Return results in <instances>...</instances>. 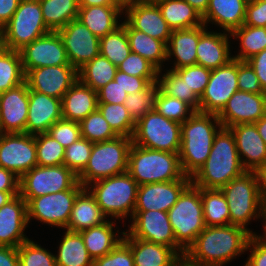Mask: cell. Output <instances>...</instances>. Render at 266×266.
<instances>
[{"mask_svg":"<svg viewBox=\"0 0 266 266\" xmlns=\"http://www.w3.org/2000/svg\"><path fill=\"white\" fill-rule=\"evenodd\" d=\"M190 183L191 179H180L139 185L134 211L157 210L168 212Z\"/></svg>","mask_w":266,"mask_h":266,"instance_id":"cell-21","label":"cell"},{"mask_svg":"<svg viewBox=\"0 0 266 266\" xmlns=\"http://www.w3.org/2000/svg\"><path fill=\"white\" fill-rule=\"evenodd\" d=\"M78 182V176L63 164L37 165L20 177L19 195L22 198H35L72 189Z\"/></svg>","mask_w":266,"mask_h":266,"instance_id":"cell-11","label":"cell"},{"mask_svg":"<svg viewBox=\"0 0 266 266\" xmlns=\"http://www.w3.org/2000/svg\"><path fill=\"white\" fill-rule=\"evenodd\" d=\"M238 60L211 70L209 82L200 97V112L218 114L232 95L239 91Z\"/></svg>","mask_w":266,"mask_h":266,"instance_id":"cell-15","label":"cell"},{"mask_svg":"<svg viewBox=\"0 0 266 266\" xmlns=\"http://www.w3.org/2000/svg\"><path fill=\"white\" fill-rule=\"evenodd\" d=\"M172 30L190 29L203 25L200 13L185 0H153Z\"/></svg>","mask_w":266,"mask_h":266,"instance_id":"cell-34","label":"cell"},{"mask_svg":"<svg viewBox=\"0 0 266 266\" xmlns=\"http://www.w3.org/2000/svg\"><path fill=\"white\" fill-rule=\"evenodd\" d=\"M207 26L200 25L190 29L172 30L167 44V60L175 57L174 69L195 65L197 62V45L200 36L208 29Z\"/></svg>","mask_w":266,"mask_h":266,"instance_id":"cell-26","label":"cell"},{"mask_svg":"<svg viewBox=\"0 0 266 266\" xmlns=\"http://www.w3.org/2000/svg\"><path fill=\"white\" fill-rule=\"evenodd\" d=\"M55 255L57 266H93L80 232L66 230Z\"/></svg>","mask_w":266,"mask_h":266,"instance_id":"cell-36","label":"cell"},{"mask_svg":"<svg viewBox=\"0 0 266 266\" xmlns=\"http://www.w3.org/2000/svg\"><path fill=\"white\" fill-rule=\"evenodd\" d=\"M29 88L26 82L0 94V133H26Z\"/></svg>","mask_w":266,"mask_h":266,"instance_id":"cell-22","label":"cell"},{"mask_svg":"<svg viewBox=\"0 0 266 266\" xmlns=\"http://www.w3.org/2000/svg\"><path fill=\"white\" fill-rule=\"evenodd\" d=\"M93 148V142L80 137L65 149L63 165L72 170L77 176L88 163Z\"/></svg>","mask_w":266,"mask_h":266,"instance_id":"cell-50","label":"cell"},{"mask_svg":"<svg viewBox=\"0 0 266 266\" xmlns=\"http://www.w3.org/2000/svg\"><path fill=\"white\" fill-rule=\"evenodd\" d=\"M36 156L38 166L62 165L65 148L47 133L35 135Z\"/></svg>","mask_w":266,"mask_h":266,"instance_id":"cell-47","label":"cell"},{"mask_svg":"<svg viewBox=\"0 0 266 266\" xmlns=\"http://www.w3.org/2000/svg\"><path fill=\"white\" fill-rule=\"evenodd\" d=\"M47 134L66 149L81 137L80 124L62 118L48 129Z\"/></svg>","mask_w":266,"mask_h":266,"instance_id":"cell-52","label":"cell"},{"mask_svg":"<svg viewBox=\"0 0 266 266\" xmlns=\"http://www.w3.org/2000/svg\"><path fill=\"white\" fill-rule=\"evenodd\" d=\"M27 225V203L18 194L0 208V246L17 248L27 241Z\"/></svg>","mask_w":266,"mask_h":266,"instance_id":"cell-23","label":"cell"},{"mask_svg":"<svg viewBox=\"0 0 266 266\" xmlns=\"http://www.w3.org/2000/svg\"><path fill=\"white\" fill-rule=\"evenodd\" d=\"M77 80L78 71L71 64L39 67L25 74L30 90L58 99H62Z\"/></svg>","mask_w":266,"mask_h":266,"instance_id":"cell-18","label":"cell"},{"mask_svg":"<svg viewBox=\"0 0 266 266\" xmlns=\"http://www.w3.org/2000/svg\"><path fill=\"white\" fill-rule=\"evenodd\" d=\"M260 181V190L264 201L266 200V163L257 171Z\"/></svg>","mask_w":266,"mask_h":266,"instance_id":"cell-67","label":"cell"},{"mask_svg":"<svg viewBox=\"0 0 266 266\" xmlns=\"http://www.w3.org/2000/svg\"><path fill=\"white\" fill-rule=\"evenodd\" d=\"M189 3L195 10H197L201 16H203L209 4V0H185Z\"/></svg>","mask_w":266,"mask_h":266,"instance_id":"cell-66","label":"cell"},{"mask_svg":"<svg viewBox=\"0 0 266 266\" xmlns=\"http://www.w3.org/2000/svg\"><path fill=\"white\" fill-rule=\"evenodd\" d=\"M227 32L205 31L197 45V65L214 70L226 65L232 56L230 53L229 35Z\"/></svg>","mask_w":266,"mask_h":266,"instance_id":"cell-27","label":"cell"},{"mask_svg":"<svg viewBox=\"0 0 266 266\" xmlns=\"http://www.w3.org/2000/svg\"><path fill=\"white\" fill-rule=\"evenodd\" d=\"M3 47V42H2V29L0 28V49Z\"/></svg>","mask_w":266,"mask_h":266,"instance_id":"cell-72","label":"cell"},{"mask_svg":"<svg viewBox=\"0 0 266 266\" xmlns=\"http://www.w3.org/2000/svg\"><path fill=\"white\" fill-rule=\"evenodd\" d=\"M168 216L176 242L187 251L206 227L200 188L191 182L168 211Z\"/></svg>","mask_w":266,"mask_h":266,"instance_id":"cell-8","label":"cell"},{"mask_svg":"<svg viewBox=\"0 0 266 266\" xmlns=\"http://www.w3.org/2000/svg\"><path fill=\"white\" fill-rule=\"evenodd\" d=\"M19 266H57L55 255L28 239L17 247Z\"/></svg>","mask_w":266,"mask_h":266,"instance_id":"cell-48","label":"cell"},{"mask_svg":"<svg viewBox=\"0 0 266 266\" xmlns=\"http://www.w3.org/2000/svg\"><path fill=\"white\" fill-rule=\"evenodd\" d=\"M205 226L230 224V214L225 195L221 189L200 188Z\"/></svg>","mask_w":266,"mask_h":266,"instance_id":"cell-38","label":"cell"},{"mask_svg":"<svg viewBox=\"0 0 266 266\" xmlns=\"http://www.w3.org/2000/svg\"><path fill=\"white\" fill-rule=\"evenodd\" d=\"M229 129L234 135L244 169L257 172L266 163V144L255 123L234 125Z\"/></svg>","mask_w":266,"mask_h":266,"instance_id":"cell-24","label":"cell"},{"mask_svg":"<svg viewBox=\"0 0 266 266\" xmlns=\"http://www.w3.org/2000/svg\"><path fill=\"white\" fill-rule=\"evenodd\" d=\"M43 19L50 31L64 28L70 21L77 19L78 0H39Z\"/></svg>","mask_w":266,"mask_h":266,"instance_id":"cell-37","label":"cell"},{"mask_svg":"<svg viewBox=\"0 0 266 266\" xmlns=\"http://www.w3.org/2000/svg\"><path fill=\"white\" fill-rule=\"evenodd\" d=\"M126 29L131 52L148 60L158 71H162L163 62L167 60V44L134 29L126 20L121 22Z\"/></svg>","mask_w":266,"mask_h":266,"instance_id":"cell-33","label":"cell"},{"mask_svg":"<svg viewBox=\"0 0 266 266\" xmlns=\"http://www.w3.org/2000/svg\"><path fill=\"white\" fill-rule=\"evenodd\" d=\"M93 266H134V258L129 245L122 240L107 255L95 259Z\"/></svg>","mask_w":266,"mask_h":266,"instance_id":"cell-54","label":"cell"},{"mask_svg":"<svg viewBox=\"0 0 266 266\" xmlns=\"http://www.w3.org/2000/svg\"><path fill=\"white\" fill-rule=\"evenodd\" d=\"M137 182L128 172L93 182L87 186L105 217L133 216L137 201Z\"/></svg>","mask_w":266,"mask_h":266,"instance_id":"cell-6","label":"cell"},{"mask_svg":"<svg viewBox=\"0 0 266 266\" xmlns=\"http://www.w3.org/2000/svg\"><path fill=\"white\" fill-rule=\"evenodd\" d=\"M62 118L80 123L98 109L97 92L79 79L61 99Z\"/></svg>","mask_w":266,"mask_h":266,"instance_id":"cell-28","label":"cell"},{"mask_svg":"<svg viewBox=\"0 0 266 266\" xmlns=\"http://www.w3.org/2000/svg\"><path fill=\"white\" fill-rule=\"evenodd\" d=\"M174 71L182 78L186 86L200 98L209 82L211 70L195 64L174 69Z\"/></svg>","mask_w":266,"mask_h":266,"instance_id":"cell-51","label":"cell"},{"mask_svg":"<svg viewBox=\"0 0 266 266\" xmlns=\"http://www.w3.org/2000/svg\"><path fill=\"white\" fill-rule=\"evenodd\" d=\"M245 171L232 131L222 127L215 135L209 157L191 182L199 188L221 189Z\"/></svg>","mask_w":266,"mask_h":266,"instance_id":"cell-3","label":"cell"},{"mask_svg":"<svg viewBox=\"0 0 266 266\" xmlns=\"http://www.w3.org/2000/svg\"><path fill=\"white\" fill-rule=\"evenodd\" d=\"M237 84L239 91L255 94L264 93L254 69L247 61L238 60Z\"/></svg>","mask_w":266,"mask_h":266,"instance_id":"cell-55","label":"cell"},{"mask_svg":"<svg viewBox=\"0 0 266 266\" xmlns=\"http://www.w3.org/2000/svg\"><path fill=\"white\" fill-rule=\"evenodd\" d=\"M222 127L217 114L200 111H195L181 124L179 158L186 176L192 178L204 165L211 152L215 135Z\"/></svg>","mask_w":266,"mask_h":266,"instance_id":"cell-2","label":"cell"},{"mask_svg":"<svg viewBox=\"0 0 266 266\" xmlns=\"http://www.w3.org/2000/svg\"><path fill=\"white\" fill-rule=\"evenodd\" d=\"M248 250L251 253L244 266H266V242L259 235L249 238L246 251Z\"/></svg>","mask_w":266,"mask_h":266,"instance_id":"cell-58","label":"cell"},{"mask_svg":"<svg viewBox=\"0 0 266 266\" xmlns=\"http://www.w3.org/2000/svg\"><path fill=\"white\" fill-rule=\"evenodd\" d=\"M79 6H122L116 0H78Z\"/></svg>","mask_w":266,"mask_h":266,"instance_id":"cell-64","label":"cell"},{"mask_svg":"<svg viewBox=\"0 0 266 266\" xmlns=\"http://www.w3.org/2000/svg\"><path fill=\"white\" fill-rule=\"evenodd\" d=\"M125 20L136 30L168 44L172 29L153 0H136L124 6Z\"/></svg>","mask_w":266,"mask_h":266,"instance_id":"cell-20","label":"cell"},{"mask_svg":"<svg viewBox=\"0 0 266 266\" xmlns=\"http://www.w3.org/2000/svg\"><path fill=\"white\" fill-rule=\"evenodd\" d=\"M21 0H0V28L6 25L17 10Z\"/></svg>","mask_w":266,"mask_h":266,"instance_id":"cell-62","label":"cell"},{"mask_svg":"<svg viewBox=\"0 0 266 266\" xmlns=\"http://www.w3.org/2000/svg\"><path fill=\"white\" fill-rule=\"evenodd\" d=\"M243 25L266 27V0H248Z\"/></svg>","mask_w":266,"mask_h":266,"instance_id":"cell-57","label":"cell"},{"mask_svg":"<svg viewBox=\"0 0 266 266\" xmlns=\"http://www.w3.org/2000/svg\"><path fill=\"white\" fill-rule=\"evenodd\" d=\"M159 91L160 86L155 82L150 83L144 90L127 95L124 106L135 122L148 111L156 108V98Z\"/></svg>","mask_w":266,"mask_h":266,"instance_id":"cell-45","label":"cell"},{"mask_svg":"<svg viewBox=\"0 0 266 266\" xmlns=\"http://www.w3.org/2000/svg\"><path fill=\"white\" fill-rule=\"evenodd\" d=\"M117 68L136 77H157L158 73V70L148 60L134 52H131Z\"/></svg>","mask_w":266,"mask_h":266,"instance_id":"cell-53","label":"cell"},{"mask_svg":"<svg viewBox=\"0 0 266 266\" xmlns=\"http://www.w3.org/2000/svg\"><path fill=\"white\" fill-rule=\"evenodd\" d=\"M251 236L235 225L206 226L185 254L202 264L223 266L246 251Z\"/></svg>","mask_w":266,"mask_h":266,"instance_id":"cell-1","label":"cell"},{"mask_svg":"<svg viewBox=\"0 0 266 266\" xmlns=\"http://www.w3.org/2000/svg\"><path fill=\"white\" fill-rule=\"evenodd\" d=\"M247 62L254 69L261 88L263 89L264 93H266V49L252 56L247 60Z\"/></svg>","mask_w":266,"mask_h":266,"instance_id":"cell-60","label":"cell"},{"mask_svg":"<svg viewBox=\"0 0 266 266\" xmlns=\"http://www.w3.org/2000/svg\"><path fill=\"white\" fill-rule=\"evenodd\" d=\"M0 266H19L17 248L0 246Z\"/></svg>","mask_w":266,"mask_h":266,"instance_id":"cell-63","label":"cell"},{"mask_svg":"<svg viewBox=\"0 0 266 266\" xmlns=\"http://www.w3.org/2000/svg\"><path fill=\"white\" fill-rule=\"evenodd\" d=\"M114 80L121 85L127 94L144 90L150 83L157 82V77H136L117 69Z\"/></svg>","mask_w":266,"mask_h":266,"instance_id":"cell-56","label":"cell"},{"mask_svg":"<svg viewBox=\"0 0 266 266\" xmlns=\"http://www.w3.org/2000/svg\"><path fill=\"white\" fill-rule=\"evenodd\" d=\"M1 29L3 47L14 51L50 32L39 0H21L11 20Z\"/></svg>","mask_w":266,"mask_h":266,"instance_id":"cell-9","label":"cell"},{"mask_svg":"<svg viewBox=\"0 0 266 266\" xmlns=\"http://www.w3.org/2000/svg\"><path fill=\"white\" fill-rule=\"evenodd\" d=\"M132 143L153 150L180 152L181 124L165 118L156 109L136 122Z\"/></svg>","mask_w":266,"mask_h":266,"instance_id":"cell-10","label":"cell"},{"mask_svg":"<svg viewBox=\"0 0 266 266\" xmlns=\"http://www.w3.org/2000/svg\"><path fill=\"white\" fill-rule=\"evenodd\" d=\"M25 82L19 51L0 49V94Z\"/></svg>","mask_w":266,"mask_h":266,"instance_id":"cell-41","label":"cell"},{"mask_svg":"<svg viewBox=\"0 0 266 266\" xmlns=\"http://www.w3.org/2000/svg\"><path fill=\"white\" fill-rule=\"evenodd\" d=\"M266 114V93L236 91L217 114L224 128L255 123Z\"/></svg>","mask_w":266,"mask_h":266,"instance_id":"cell-19","label":"cell"},{"mask_svg":"<svg viewBox=\"0 0 266 266\" xmlns=\"http://www.w3.org/2000/svg\"><path fill=\"white\" fill-rule=\"evenodd\" d=\"M20 178L10 170L0 167V191L19 192Z\"/></svg>","mask_w":266,"mask_h":266,"instance_id":"cell-61","label":"cell"},{"mask_svg":"<svg viewBox=\"0 0 266 266\" xmlns=\"http://www.w3.org/2000/svg\"><path fill=\"white\" fill-rule=\"evenodd\" d=\"M19 192H1L0 191V208H2L7 202H9Z\"/></svg>","mask_w":266,"mask_h":266,"instance_id":"cell-69","label":"cell"},{"mask_svg":"<svg viewBox=\"0 0 266 266\" xmlns=\"http://www.w3.org/2000/svg\"><path fill=\"white\" fill-rule=\"evenodd\" d=\"M131 53L125 27L121 24L113 32L100 38V54L118 67Z\"/></svg>","mask_w":266,"mask_h":266,"instance_id":"cell-43","label":"cell"},{"mask_svg":"<svg viewBox=\"0 0 266 266\" xmlns=\"http://www.w3.org/2000/svg\"><path fill=\"white\" fill-rule=\"evenodd\" d=\"M255 125L258 129L260 136L264 140V143L266 144V114L261 117L257 122H255Z\"/></svg>","mask_w":266,"mask_h":266,"instance_id":"cell-68","label":"cell"},{"mask_svg":"<svg viewBox=\"0 0 266 266\" xmlns=\"http://www.w3.org/2000/svg\"><path fill=\"white\" fill-rule=\"evenodd\" d=\"M263 230H264V233H263L264 235L262 234L259 236L266 242V226H264Z\"/></svg>","mask_w":266,"mask_h":266,"instance_id":"cell-71","label":"cell"},{"mask_svg":"<svg viewBox=\"0 0 266 266\" xmlns=\"http://www.w3.org/2000/svg\"><path fill=\"white\" fill-rule=\"evenodd\" d=\"M117 69L106 57L99 54L78 70V79L97 92L114 80Z\"/></svg>","mask_w":266,"mask_h":266,"instance_id":"cell-39","label":"cell"},{"mask_svg":"<svg viewBox=\"0 0 266 266\" xmlns=\"http://www.w3.org/2000/svg\"><path fill=\"white\" fill-rule=\"evenodd\" d=\"M166 71L163 75L161 74V70L157 73V83L160 86V91L165 95L186 102L195 111H200V98L195 92L186 86L185 82L174 70L170 69Z\"/></svg>","mask_w":266,"mask_h":266,"instance_id":"cell-42","label":"cell"},{"mask_svg":"<svg viewBox=\"0 0 266 266\" xmlns=\"http://www.w3.org/2000/svg\"><path fill=\"white\" fill-rule=\"evenodd\" d=\"M62 119L61 99L41 94L29 89L28 117L26 133L37 135Z\"/></svg>","mask_w":266,"mask_h":266,"instance_id":"cell-25","label":"cell"},{"mask_svg":"<svg viewBox=\"0 0 266 266\" xmlns=\"http://www.w3.org/2000/svg\"><path fill=\"white\" fill-rule=\"evenodd\" d=\"M173 266H210V265L193 261L187 254L184 253L176 258Z\"/></svg>","mask_w":266,"mask_h":266,"instance_id":"cell-65","label":"cell"},{"mask_svg":"<svg viewBox=\"0 0 266 266\" xmlns=\"http://www.w3.org/2000/svg\"><path fill=\"white\" fill-rule=\"evenodd\" d=\"M247 2L248 0H209L207 11L202 16L204 25L212 22L231 33L244 24Z\"/></svg>","mask_w":266,"mask_h":266,"instance_id":"cell-29","label":"cell"},{"mask_svg":"<svg viewBox=\"0 0 266 266\" xmlns=\"http://www.w3.org/2000/svg\"><path fill=\"white\" fill-rule=\"evenodd\" d=\"M23 71L46 66L69 65L66 49L57 31H50L19 50Z\"/></svg>","mask_w":266,"mask_h":266,"instance_id":"cell-17","label":"cell"},{"mask_svg":"<svg viewBox=\"0 0 266 266\" xmlns=\"http://www.w3.org/2000/svg\"><path fill=\"white\" fill-rule=\"evenodd\" d=\"M134 258V266H173L179 254L171 247L138 238L123 237Z\"/></svg>","mask_w":266,"mask_h":266,"instance_id":"cell-32","label":"cell"},{"mask_svg":"<svg viewBox=\"0 0 266 266\" xmlns=\"http://www.w3.org/2000/svg\"><path fill=\"white\" fill-rule=\"evenodd\" d=\"M221 191L227 200L230 225L242 227L251 235H256L247 225L256 218L262 217L264 221L265 201L260 190L258 173L245 171L223 186Z\"/></svg>","mask_w":266,"mask_h":266,"instance_id":"cell-4","label":"cell"},{"mask_svg":"<svg viewBox=\"0 0 266 266\" xmlns=\"http://www.w3.org/2000/svg\"><path fill=\"white\" fill-rule=\"evenodd\" d=\"M114 225L115 221L112 222L107 219L98 226H93L80 231L85 247L93 261L107 255L120 241L123 240V236H119V230H117L118 233L113 231L115 228Z\"/></svg>","mask_w":266,"mask_h":266,"instance_id":"cell-35","label":"cell"},{"mask_svg":"<svg viewBox=\"0 0 266 266\" xmlns=\"http://www.w3.org/2000/svg\"><path fill=\"white\" fill-rule=\"evenodd\" d=\"M79 124L81 137L90 142L109 141L118 137L98 109L90 113Z\"/></svg>","mask_w":266,"mask_h":266,"instance_id":"cell-46","label":"cell"},{"mask_svg":"<svg viewBox=\"0 0 266 266\" xmlns=\"http://www.w3.org/2000/svg\"><path fill=\"white\" fill-rule=\"evenodd\" d=\"M127 172L138 185L191 179L183 173L178 153L131 145Z\"/></svg>","mask_w":266,"mask_h":266,"instance_id":"cell-5","label":"cell"},{"mask_svg":"<svg viewBox=\"0 0 266 266\" xmlns=\"http://www.w3.org/2000/svg\"><path fill=\"white\" fill-rule=\"evenodd\" d=\"M129 230L121 232L123 237L138 238L150 243L173 248L179 255L186 251L176 242L168 212L150 210L134 211Z\"/></svg>","mask_w":266,"mask_h":266,"instance_id":"cell-13","label":"cell"},{"mask_svg":"<svg viewBox=\"0 0 266 266\" xmlns=\"http://www.w3.org/2000/svg\"><path fill=\"white\" fill-rule=\"evenodd\" d=\"M165 118L182 124L195 110L186 102L175 97L165 95L159 91L156 98V108Z\"/></svg>","mask_w":266,"mask_h":266,"instance_id":"cell-49","label":"cell"},{"mask_svg":"<svg viewBox=\"0 0 266 266\" xmlns=\"http://www.w3.org/2000/svg\"><path fill=\"white\" fill-rule=\"evenodd\" d=\"M123 13V6H79L77 20L102 38L121 25L118 18Z\"/></svg>","mask_w":266,"mask_h":266,"instance_id":"cell-30","label":"cell"},{"mask_svg":"<svg viewBox=\"0 0 266 266\" xmlns=\"http://www.w3.org/2000/svg\"><path fill=\"white\" fill-rule=\"evenodd\" d=\"M57 33L66 49L69 63L77 71L100 54V38L77 19L57 30Z\"/></svg>","mask_w":266,"mask_h":266,"instance_id":"cell-16","label":"cell"},{"mask_svg":"<svg viewBox=\"0 0 266 266\" xmlns=\"http://www.w3.org/2000/svg\"><path fill=\"white\" fill-rule=\"evenodd\" d=\"M98 110L118 136L132 138L136 122L124 104L98 103Z\"/></svg>","mask_w":266,"mask_h":266,"instance_id":"cell-44","label":"cell"},{"mask_svg":"<svg viewBox=\"0 0 266 266\" xmlns=\"http://www.w3.org/2000/svg\"><path fill=\"white\" fill-rule=\"evenodd\" d=\"M127 95L115 80L110 81L97 91L98 103L124 104Z\"/></svg>","mask_w":266,"mask_h":266,"instance_id":"cell-59","label":"cell"},{"mask_svg":"<svg viewBox=\"0 0 266 266\" xmlns=\"http://www.w3.org/2000/svg\"><path fill=\"white\" fill-rule=\"evenodd\" d=\"M240 41L239 53L232 56L239 61H247L252 56L266 49V27H253L242 25L233 30L230 37Z\"/></svg>","mask_w":266,"mask_h":266,"instance_id":"cell-40","label":"cell"},{"mask_svg":"<svg viewBox=\"0 0 266 266\" xmlns=\"http://www.w3.org/2000/svg\"><path fill=\"white\" fill-rule=\"evenodd\" d=\"M106 221V217L98 206L96 199L87 187L78 194L73 204L66 230L80 232Z\"/></svg>","mask_w":266,"mask_h":266,"instance_id":"cell-31","label":"cell"},{"mask_svg":"<svg viewBox=\"0 0 266 266\" xmlns=\"http://www.w3.org/2000/svg\"><path fill=\"white\" fill-rule=\"evenodd\" d=\"M131 145L132 138L125 136L93 143L90 158L78 175V181L87 187L95 181L127 172Z\"/></svg>","mask_w":266,"mask_h":266,"instance_id":"cell-7","label":"cell"},{"mask_svg":"<svg viewBox=\"0 0 266 266\" xmlns=\"http://www.w3.org/2000/svg\"><path fill=\"white\" fill-rule=\"evenodd\" d=\"M264 222L263 225L266 226V200H265V208H264Z\"/></svg>","mask_w":266,"mask_h":266,"instance_id":"cell-73","label":"cell"},{"mask_svg":"<svg viewBox=\"0 0 266 266\" xmlns=\"http://www.w3.org/2000/svg\"><path fill=\"white\" fill-rule=\"evenodd\" d=\"M37 166L35 135L0 133V167L19 178Z\"/></svg>","mask_w":266,"mask_h":266,"instance_id":"cell-14","label":"cell"},{"mask_svg":"<svg viewBox=\"0 0 266 266\" xmlns=\"http://www.w3.org/2000/svg\"><path fill=\"white\" fill-rule=\"evenodd\" d=\"M84 188L78 182L72 189L35 198H23L27 203V220L64 228L67 226L77 194Z\"/></svg>","mask_w":266,"mask_h":266,"instance_id":"cell-12","label":"cell"},{"mask_svg":"<svg viewBox=\"0 0 266 266\" xmlns=\"http://www.w3.org/2000/svg\"><path fill=\"white\" fill-rule=\"evenodd\" d=\"M116 1L124 7L125 5L135 2L136 0H116Z\"/></svg>","mask_w":266,"mask_h":266,"instance_id":"cell-70","label":"cell"}]
</instances>
